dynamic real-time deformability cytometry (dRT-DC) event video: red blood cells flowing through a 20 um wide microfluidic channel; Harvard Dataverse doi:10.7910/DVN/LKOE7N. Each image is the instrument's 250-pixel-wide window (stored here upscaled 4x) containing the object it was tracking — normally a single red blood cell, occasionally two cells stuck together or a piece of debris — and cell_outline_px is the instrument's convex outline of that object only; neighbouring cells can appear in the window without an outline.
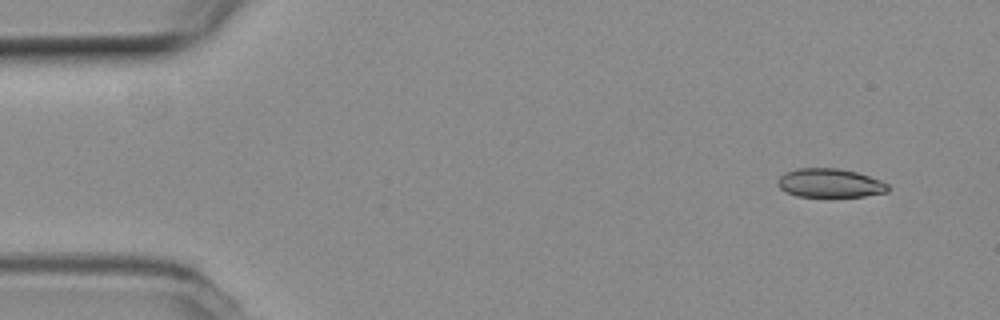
{"species": "common noctule bat (a hibernating species)", "species_latin": "Nyctalus noctula", "temperature_condition": "room temperature", "stored_images_in_passage": 49, "camera_frame_rate_fps": 3000, "um_per_image_px": 0.085, "animal": {"sex": "female", "body_mass_g": 19.3, "forearm_length_mm": 54.1}, "frame": {"image": 1, "passage_image": 1, "time_ms": 0.0, "image_size_px": [1000, 320], "cell_outline_px": [[888, 192], [864, 196], [828, 200], [796, 196], [784, 192], [776, 184], [776, 180], [784, 172], [796, 168], [836, 168], [856, 172], [880, 180], [888, 184]], "centroid_in_image_um": [70.48, 15.62], "position_along_channel_um": 14.5, "area_um2": 19.54}}
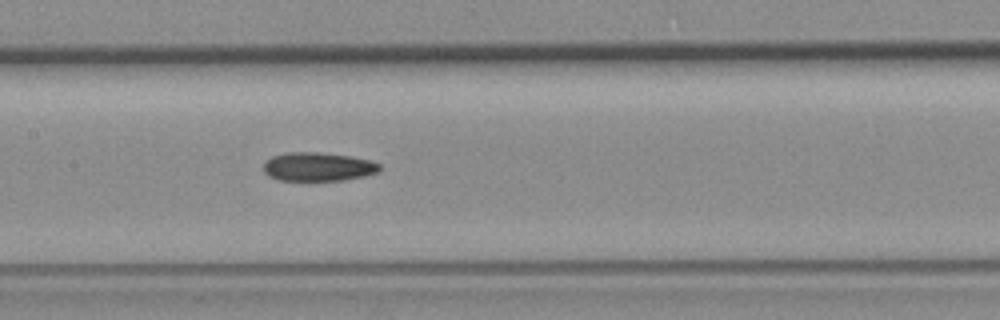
{"frame": {"image": 2, "passage_image": 22, "time_ms": 7.0, "image_size_px": [1000, 320], "cell_outline_px": [[380, 172], [364, 176], [344, 180], [276, 180], [268, 176], [264, 172], [264, 160], [272, 156], [284, 152], [316, 152], [348, 156], [368, 160], [380, 164]], "centroid_in_image_um": [26.99, 14.17], "position_along_channel_um": 180.4, "area_um2": 19.48}}
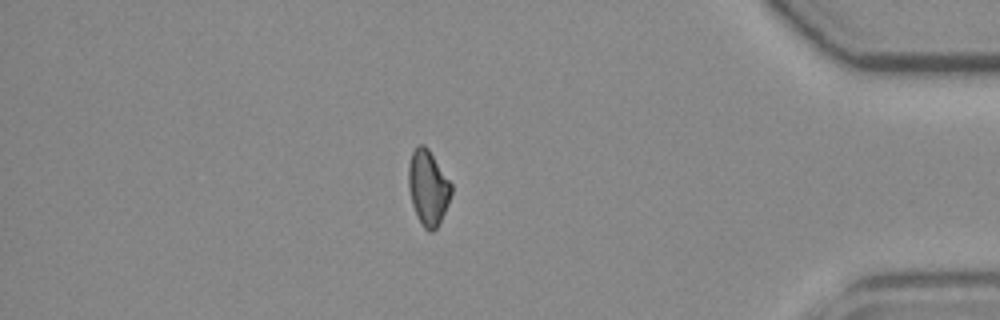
{"frame": {"image": 3, "passage_image": 42, "time_ms": 13.667, "image_size_px": [1000, 320], "cell_outline_px": [[452, 192], [448, 204], [436, 228], [432, 232], [428, 232], [424, 228], [412, 204], [408, 188], [408, 164], [412, 152], [420, 144], [424, 144], [428, 148], [452, 184]], "centroid_in_image_um": [36.38, 15.93], "position_along_channel_um": 398.8, "area_um2": 18.55}}